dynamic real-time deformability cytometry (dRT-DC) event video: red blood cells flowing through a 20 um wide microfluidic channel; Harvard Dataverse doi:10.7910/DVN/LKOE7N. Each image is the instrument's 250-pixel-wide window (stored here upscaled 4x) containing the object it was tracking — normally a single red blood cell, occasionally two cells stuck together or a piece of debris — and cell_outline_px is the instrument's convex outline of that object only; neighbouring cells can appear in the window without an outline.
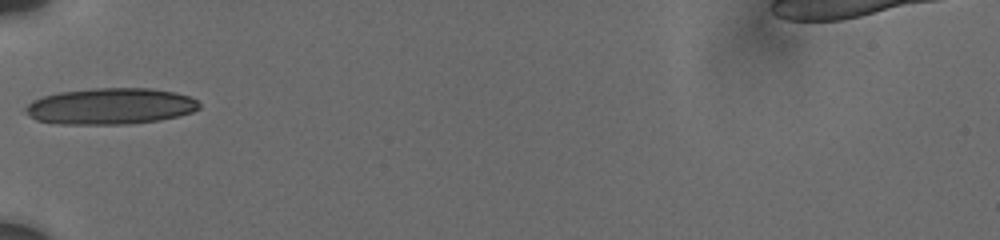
{"species": "human", "species_latin": "Homo sapiens", "temperature_condition": "cold", "stored_images_in_passage": 35, "camera_frame_rate_fps": 3000, "um_per_image_px": 0.085, "donor": {"sex": "male"}, "frame": {"image": 1, "passage_image": 1, "time_ms": 0.0, "image_size_px": [1000, 240], "cell_outline_px": [[200, 108], [192, 112], [160, 120], [128, 124], [60, 124], [36, 120], [28, 116], [24, 112], [24, 108], [32, 100], [44, 96], [60, 92], [92, 88], [152, 88], [176, 92], [188, 96], [196, 100], [200, 104]], "centroid_in_image_um": [9.37, 9.03], "position_along_channel_um": 75.6, "area_um2": 36.88}}
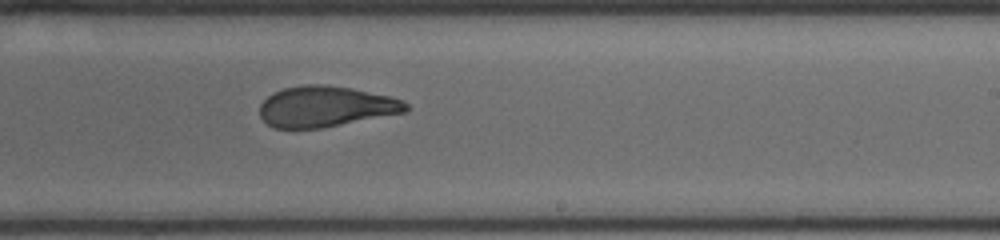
{"frame": {"image": 2, "passage_image": 16, "time_ms": 5.0, "image_size_px": [1000, 240], "cell_outline_px": [[408, 112], [320, 128], [272, 128], [260, 116], [260, 104], [268, 96], [284, 88], [304, 84], [324, 84], [352, 88], [388, 96], [404, 100], [408, 104]], "centroid_in_image_um": [27.7, 9.05], "position_along_channel_um": 261.3, "area_um2": 34.68}}
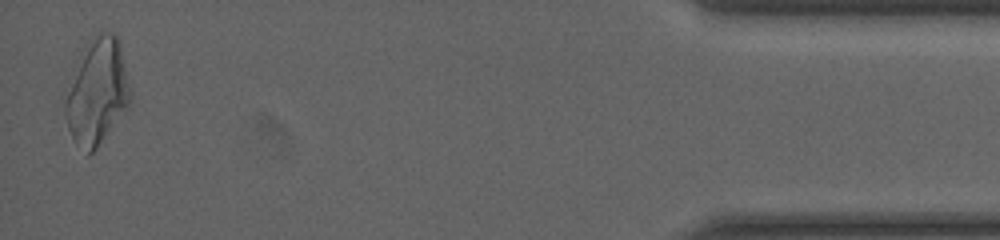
{"frame": {"image": 3, "passage_image": 35, "time_ms": 11.333, "image_size_px": [1000, 240], "cell_outline_px": [[132, 100], [96, 148], [88, 156], [76, 144], [68, 128], [60, 96], [96, 36], [100, 32], [112, 32], [120, 40], [132, 96]], "centroid_in_image_um": [8.24, 7.86], "position_along_channel_um": 427.0, "area_um2": 39.48}, "authors_computed_cell_mechanics": {"area_um2": 35.7204, "velocity_mm_per_s": 3.7319, "shape_relaxation_time_tau1_ms": 10.2191, "shape_relaxation_time_tau2_ms": 1.577, "deformation_change_tau1": 0.2812, "deformation_change_tau2": 0.0934}}